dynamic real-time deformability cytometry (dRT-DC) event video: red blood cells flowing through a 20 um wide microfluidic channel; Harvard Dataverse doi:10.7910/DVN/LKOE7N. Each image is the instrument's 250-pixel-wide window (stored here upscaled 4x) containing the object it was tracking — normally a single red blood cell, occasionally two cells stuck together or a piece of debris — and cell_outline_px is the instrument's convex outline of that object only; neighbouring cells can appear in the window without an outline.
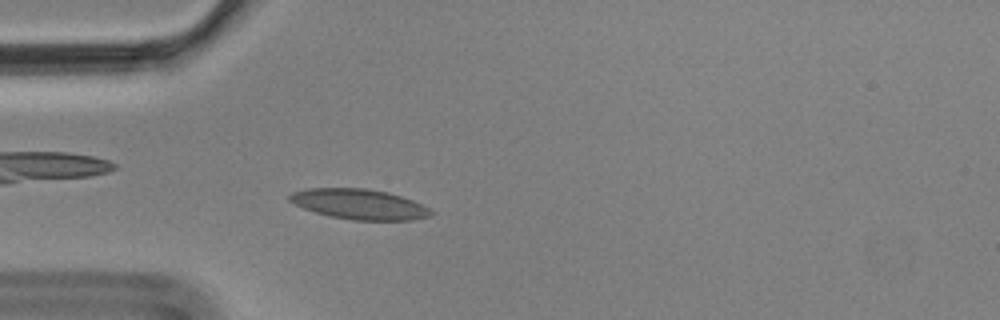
{"species": "Egyptian fruit bat (a non-hibernating species)", "species_latin": "Rousettus aegyptiacus", "temperature_condition": "cold", "stored_images_in_passage": 5, "camera_frame_rate_fps": 3000, "um_per_image_px": 0.085, "animal": {"sex": "male"}, "frame": {"image": 1, "passage_image": 5, "time_ms": 1.333, "image_size_px": [1000, 320], "cell_outline_px": [[436, 212], [432, 216], [412, 220], [352, 220], [328, 216], [304, 208], [288, 200], [288, 196], [292, 192], [308, 188], [364, 188], [388, 192], [412, 200]], "centroid_in_image_um": [30.55, 17.36], "position_along_channel_um": 54.4, "area_um2": 24.91}}